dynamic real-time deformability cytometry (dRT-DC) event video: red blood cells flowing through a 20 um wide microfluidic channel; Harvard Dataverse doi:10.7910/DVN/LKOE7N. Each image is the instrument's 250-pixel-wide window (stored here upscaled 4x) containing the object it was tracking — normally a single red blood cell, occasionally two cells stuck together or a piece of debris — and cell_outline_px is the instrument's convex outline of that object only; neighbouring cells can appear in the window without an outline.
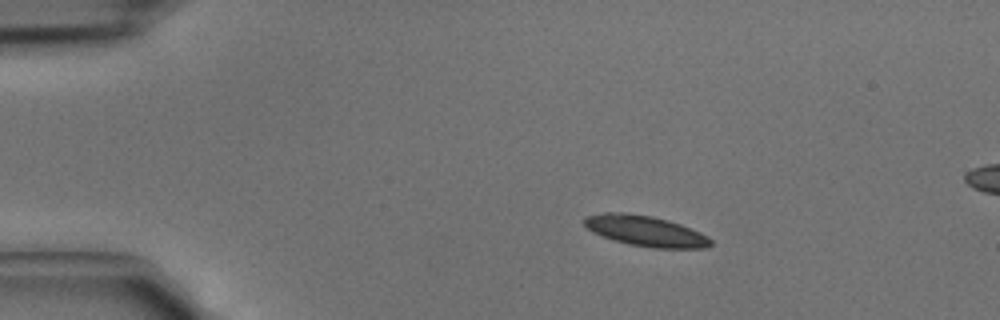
{"species": "common noctule bat (a hibernating species)", "species_latin": "Nyctalus noctula", "temperature_condition": "cold", "stored_images_in_passage": 3, "camera_frame_rate_fps": 3000, "um_per_image_px": 0.085, "animal": {"sex": "male", "body_mass_g": 15.6}, "frame": {"image": 1, "passage_image": 1, "time_ms": 0.0, "image_size_px": [1000, 320], "cell_outline_px": [[712, 244], [704, 248], [652, 248], [628, 244], [592, 232], [584, 224], [584, 216], [604, 212], [624, 212], [652, 216], [668, 220], [680, 224], [700, 232], [708, 236], [712, 240]], "centroid_in_image_um": [54.87, 19.62], "position_along_channel_um": 30.1, "area_um2": 22.48}}